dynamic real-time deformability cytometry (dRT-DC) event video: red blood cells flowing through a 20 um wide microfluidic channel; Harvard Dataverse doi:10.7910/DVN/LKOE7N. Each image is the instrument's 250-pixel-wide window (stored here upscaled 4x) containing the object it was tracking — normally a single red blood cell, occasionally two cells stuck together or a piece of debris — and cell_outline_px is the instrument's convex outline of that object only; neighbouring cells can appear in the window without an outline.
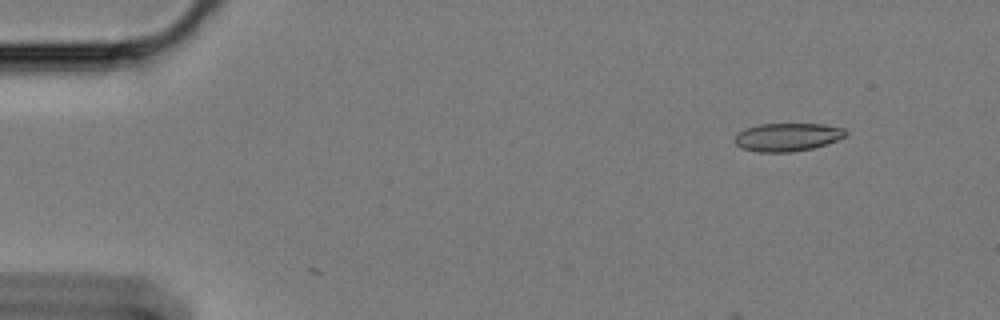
{"species": "Egyptian fruit bat (a non-hibernating species)", "species_latin": "Rousettus aegyptiacus", "temperature_condition": "cold", "stored_images_in_passage": 10, "camera_frame_rate_fps": 3000, "um_per_image_px": 0.085, "animal": {"sex": "female"}, "frame": {"image": 1, "passage_image": 1, "time_ms": 0.0, "image_size_px": [1000, 320], "cell_outline_px": [[848, 132], [844, 136], [836, 140], [812, 148], [792, 152], [760, 152], [740, 148], [732, 140], [736, 132], [744, 128], [760, 124], [820, 124], [844, 128]], "centroid_in_image_um": [66.84, 11.65], "position_along_channel_um": 18.2, "area_um2": 18.26}}